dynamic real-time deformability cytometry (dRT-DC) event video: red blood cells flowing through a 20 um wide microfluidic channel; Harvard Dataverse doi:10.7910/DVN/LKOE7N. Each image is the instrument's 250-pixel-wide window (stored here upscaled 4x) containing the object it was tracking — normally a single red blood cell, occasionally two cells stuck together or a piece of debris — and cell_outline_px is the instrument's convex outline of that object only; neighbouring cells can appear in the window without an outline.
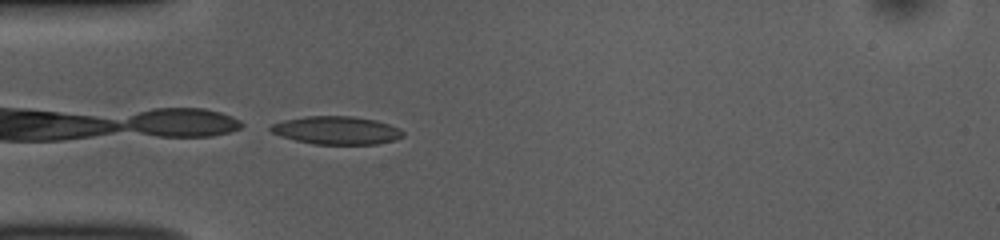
{"species": "common noctule bat (a hibernating species)", "species_latin": "Nyctalus noctula", "temperature_condition": "room temperature", "stored_images_in_passage": 24, "camera_frame_rate_fps": 3000, "um_per_image_px": 0.085, "animal": {"sex": "female", "body_mass_g": 10.0, "forearm_length_mm": 53.1}, "frame": {"image": 1, "passage_image": 1, "time_ms": 0.0, "image_size_px": [1000, 240], "cell_outline_px": [[404, 136], [396, 140], [376, 144], [312, 144], [296, 140], [272, 132], [268, 128], [272, 124], [284, 120], [304, 116], [352, 116], [376, 120], [400, 128], [404, 132]], "centroid_in_image_um": [28.65, 11.07], "position_along_channel_um": 56.4, "area_um2": 21.62}}